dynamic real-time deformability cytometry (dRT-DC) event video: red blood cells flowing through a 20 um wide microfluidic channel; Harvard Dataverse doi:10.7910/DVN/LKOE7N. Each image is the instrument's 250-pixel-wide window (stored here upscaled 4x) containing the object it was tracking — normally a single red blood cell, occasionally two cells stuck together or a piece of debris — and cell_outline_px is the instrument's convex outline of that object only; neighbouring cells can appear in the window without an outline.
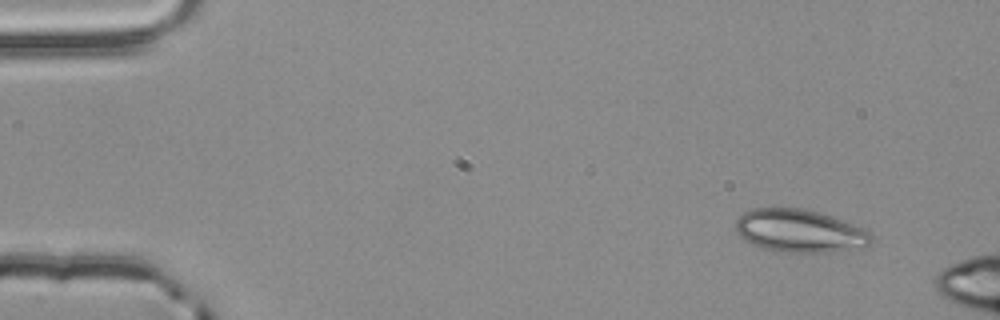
{"species": "common noctule bat (a hibernating species)", "species_latin": "Nyctalus noctula", "temperature_condition": "room temperature", "stored_images_in_passage": 4, "camera_frame_rate_fps": 3000, "um_per_image_px": 0.085, "animal": {"sex": "male", "body_mass_g": 20.4}, "frame": {"image": 1, "passage_image": 1, "time_ms": 0.0, "image_size_px": [1000, 320], "cell_outline_px": [[872, 240], [864, 248], [840, 252], [792, 252], [764, 248], [752, 244], [740, 236], [736, 232], [736, 220], [744, 212], [752, 208], [800, 208], [832, 216], [852, 224], [868, 232], [872, 236]], "centroid_in_image_um": [67.98, 19.63], "position_along_channel_um": 17.0, "area_um2": 33.64}}